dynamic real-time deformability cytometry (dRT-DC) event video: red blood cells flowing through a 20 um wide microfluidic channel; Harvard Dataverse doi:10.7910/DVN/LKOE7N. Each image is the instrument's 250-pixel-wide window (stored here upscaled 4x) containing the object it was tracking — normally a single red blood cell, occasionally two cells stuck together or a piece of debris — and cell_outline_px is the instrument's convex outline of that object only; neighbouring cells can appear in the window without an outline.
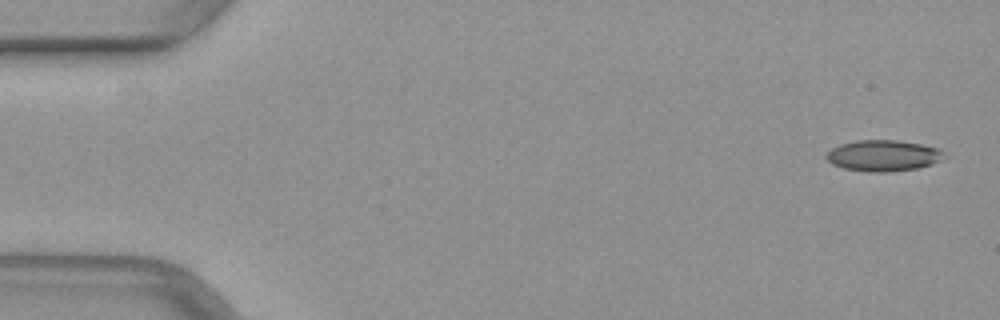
{"species": "common noctule bat (a hibernating species)", "species_latin": "Nyctalus noctula", "temperature_condition": "warm", "stored_images_in_passage": 49, "camera_frame_rate_fps": 3000, "um_per_image_px": 0.085, "animal": {"sex": "female", "body_mass_g": 29.2, "forearm_length_mm": 56.3}, "frame": {"image": 1, "passage_image": 1, "time_ms": 0.0, "image_size_px": [1000, 320], "cell_outline_px": [[948, 156], [932, 164], [920, 168], [888, 172], [868, 172], [844, 168], [832, 164], [824, 156], [832, 148], [840, 144], [856, 140], [896, 140], [920, 144], [940, 148]], "centroid_in_image_um": [75.11, 13.23], "position_along_channel_um": 9.9, "area_um2": 21.56}}
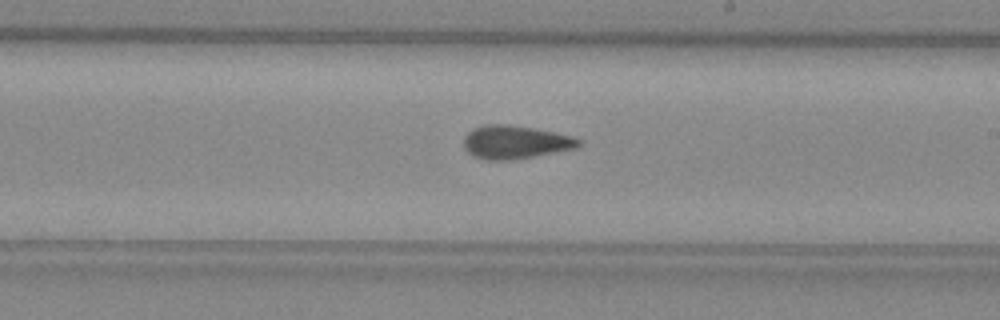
{"frame": {"image": 2, "passage_image": 28, "time_ms": 9.0, "image_size_px": [1000, 320], "cell_outline_px": [[580, 144], [576, 148], [512, 160], [488, 160], [472, 156], [464, 148], [464, 136], [468, 132], [476, 128], [488, 124], [504, 124], [532, 128], [572, 136], [580, 140]], "centroid_in_image_um": [43.76, 12.09], "position_along_channel_um": 245.2, "area_um2": 21.96}}
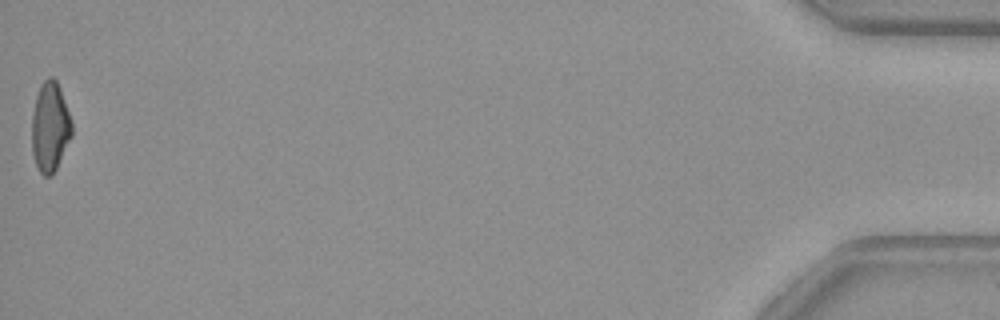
{"frame": {"image": 3, "passage_image": 49, "time_ms": 16.0, "image_size_px": [1000, 320], "cell_outline_px": [[72, 136], [52, 176], [44, 176], [40, 172], [36, 164], [32, 152], [32, 116], [36, 96], [40, 84], [48, 76], [52, 76], [56, 80], [60, 88], [72, 120]], "centroid_in_image_um": [4.26, 10.77], "position_along_channel_um": 430.9, "area_um2": 20.98}}